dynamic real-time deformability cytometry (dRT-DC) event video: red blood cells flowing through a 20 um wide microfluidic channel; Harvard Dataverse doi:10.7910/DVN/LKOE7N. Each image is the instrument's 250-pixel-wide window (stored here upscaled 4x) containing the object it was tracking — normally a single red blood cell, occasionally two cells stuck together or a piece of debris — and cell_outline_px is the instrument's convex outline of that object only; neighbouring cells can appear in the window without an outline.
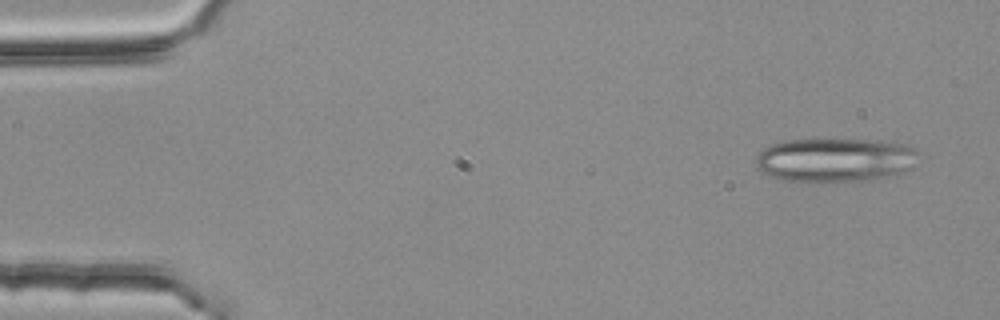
{"species": "common noctule bat (a hibernating species)", "species_latin": "Nyctalus noctula", "temperature_condition": "room temperature", "stored_images_in_passage": 3, "camera_frame_rate_fps": 3000, "um_per_image_px": 0.085, "animal": {"sex": "female", "body_mass_g": 25.1}, "frame": {"image": 1, "passage_image": 1, "time_ms": 0.0, "image_size_px": [1000, 320], "cell_outline_px": [[916, 152], [912, 168], [904, 172], [876, 180], [780, 180], [764, 172], [756, 164], [756, 156], [764, 148], [772, 144], [784, 140], [880, 140], [900, 144], [916, 148]], "centroid_in_image_um": [71.0, 13.58], "position_along_channel_um": 14.0, "area_um2": 40.92}}